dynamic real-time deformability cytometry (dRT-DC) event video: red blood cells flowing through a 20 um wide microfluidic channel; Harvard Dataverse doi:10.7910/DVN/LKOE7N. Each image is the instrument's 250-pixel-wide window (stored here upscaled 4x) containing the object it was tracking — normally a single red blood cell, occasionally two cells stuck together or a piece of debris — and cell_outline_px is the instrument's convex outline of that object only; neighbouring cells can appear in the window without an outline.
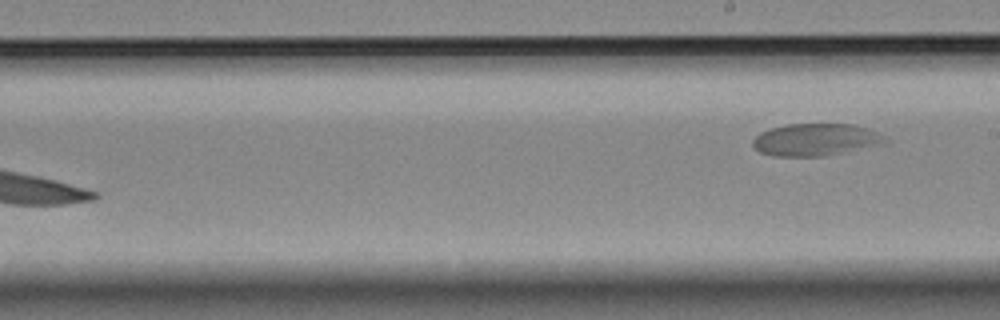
{"species": "Egyptian fruit bat (a non-hibernating species)", "species_latin": "Rousettus aegyptiacus", "temperature_condition": "room temperature", "stored_images_in_passage": 8, "segment_of_instrument_passage": [2, 2], "camera_frame_rate_fps": 3000, "um_per_image_px": 0.085, "animal": {"sex": "female"}, "frame": {"image": 1, "passage_image": 8, "time_ms": 9.333, "image_size_px": [1000, 320], "cell_outline_px": [[892, 140], [888, 144], [824, 156], [772, 156], [760, 152], [752, 144], [752, 140], [760, 132], [768, 128], [788, 124], [852, 124], [868, 128]], "centroid_in_image_um": [69.38, 11.87], "position_along_channel_um": 219.6, "area_um2": 25.26}}